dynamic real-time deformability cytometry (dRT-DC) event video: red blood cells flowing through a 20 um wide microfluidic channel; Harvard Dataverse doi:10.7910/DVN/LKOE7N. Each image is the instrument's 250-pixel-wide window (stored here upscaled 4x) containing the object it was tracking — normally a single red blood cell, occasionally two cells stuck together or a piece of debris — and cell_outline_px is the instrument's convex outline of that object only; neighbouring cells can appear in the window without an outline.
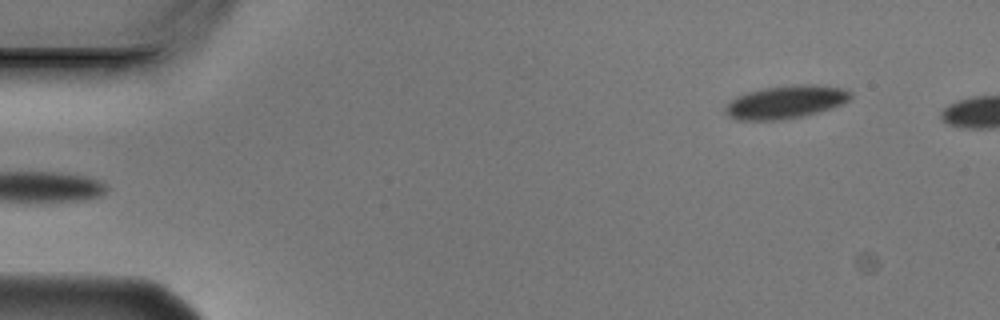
{"species": "Egyptian fruit bat (a non-hibernating species)", "species_latin": "Rousettus aegyptiacus", "temperature_condition": "cold", "stored_images_in_passage": 5, "segment_of_instrument_passage": [2, 2], "camera_frame_rate_fps": 3000, "um_per_image_px": 0.085, "animal": {"sex": "male"}, "frame": {"image": 1, "passage_image": 5, "time_ms": 1.333, "image_size_px": [1000, 320], "cell_outline_px": [[852, 96], [848, 100], [840, 104], [816, 112], [800, 116], [780, 120], [736, 120], [728, 116], [724, 108], [732, 100], [748, 92], [764, 88], [792, 84], [812, 84], [840, 88], [852, 92]], "centroid_in_image_um": [66.76, 8.66], "position_along_channel_um": 18.2, "area_um2": 23.64}}